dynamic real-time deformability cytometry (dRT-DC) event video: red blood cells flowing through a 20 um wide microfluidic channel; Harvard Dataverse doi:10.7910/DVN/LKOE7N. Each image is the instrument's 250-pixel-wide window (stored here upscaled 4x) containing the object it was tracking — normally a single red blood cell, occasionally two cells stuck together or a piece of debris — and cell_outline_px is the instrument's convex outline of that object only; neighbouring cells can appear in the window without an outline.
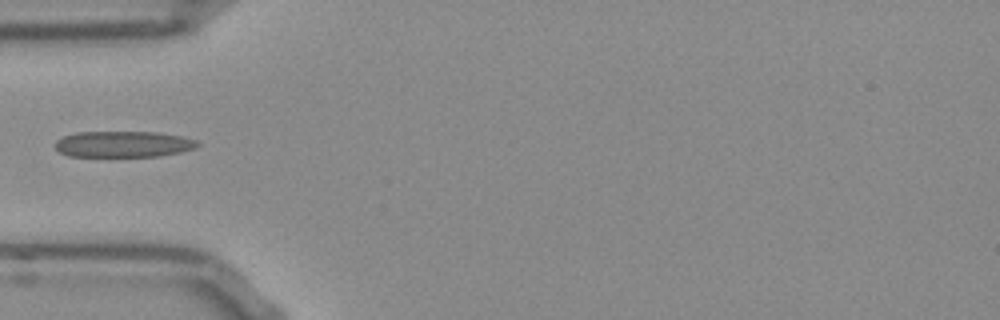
{"species": "Egyptian fruit bat (a non-hibernating species)", "species_latin": "Rousettus aegyptiacus", "temperature_condition": "room temperature", "stored_images_in_passage": 30, "camera_frame_rate_fps": 3000, "um_per_image_px": 0.085, "frame": {"image": 1, "passage_image": 1, "time_ms": 0.0, "image_size_px": [1000, 320], "cell_outline_px": [[200, 144], [196, 148], [180, 152], [160, 156], [68, 156], [60, 152], [56, 148], [56, 140], [64, 136], [76, 132], [156, 132], [180, 136], [196, 140]], "centroid_in_image_um": [10.49, 12.25], "position_along_channel_um": 74.5, "area_um2": 21.56}}
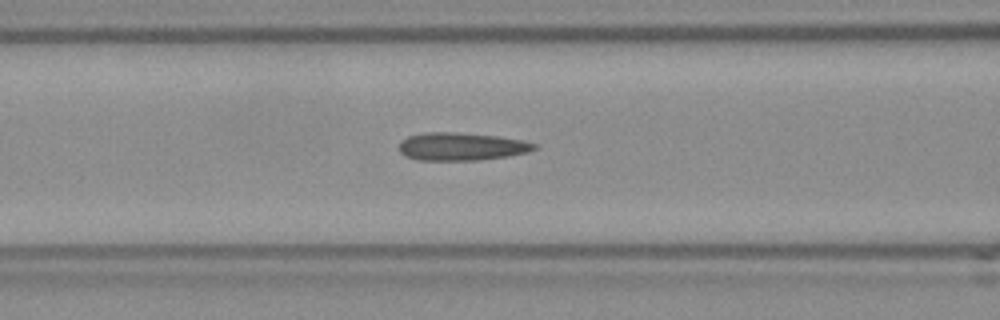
{"frame": {"image": 2, "passage_image": 5, "time_ms": 1.333, "image_size_px": [1000, 320], "cell_outline_px": [[536, 148], [524, 152], [504, 156], [476, 160], [420, 160], [408, 156], [400, 152], [400, 140], [408, 136], [424, 132], [456, 132], [496, 136], [524, 140], [536, 144]], "centroid_in_image_um": [39.17, 12.44], "position_along_channel_um": 127.4, "area_um2": 21.62}}